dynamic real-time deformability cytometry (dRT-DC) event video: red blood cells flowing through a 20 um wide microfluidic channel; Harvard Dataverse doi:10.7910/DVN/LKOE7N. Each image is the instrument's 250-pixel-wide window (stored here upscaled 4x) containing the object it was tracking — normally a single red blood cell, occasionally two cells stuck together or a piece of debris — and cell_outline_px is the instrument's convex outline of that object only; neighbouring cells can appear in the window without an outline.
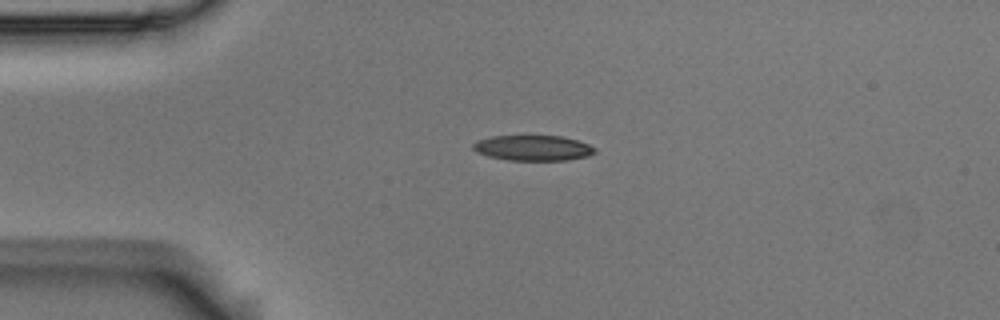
{"species": "Egyptian fruit bat (a non-hibernating species)", "species_latin": "Rousettus aegyptiacus", "temperature_condition": "room temperature", "stored_images_in_passage": 4, "camera_frame_rate_fps": 3000, "um_per_image_px": 0.085, "animal": {"sex": "male"}, "frame": {"image": 1, "passage_image": 3, "time_ms": 0.667, "image_size_px": [1000, 320], "cell_outline_px": [[596, 152], [588, 156], [568, 160], [508, 160], [488, 156], [476, 152], [472, 148], [472, 144], [476, 140], [492, 136], [560, 136], [576, 140], [588, 144], [596, 148]], "centroid_in_image_um": [45.28, 12.58], "position_along_channel_um": 39.7, "area_um2": 18.03}}